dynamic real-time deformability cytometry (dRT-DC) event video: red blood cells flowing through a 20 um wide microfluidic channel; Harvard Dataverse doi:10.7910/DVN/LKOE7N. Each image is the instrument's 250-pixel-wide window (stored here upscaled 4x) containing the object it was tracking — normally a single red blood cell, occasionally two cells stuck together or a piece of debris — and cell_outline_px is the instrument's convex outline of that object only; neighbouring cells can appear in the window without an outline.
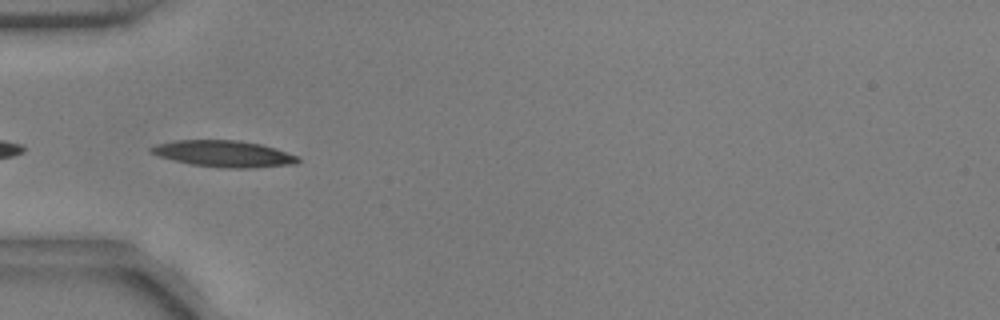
{"species": "common noctule bat (a hibernating species)", "species_latin": "Nyctalus noctula", "temperature_condition": "warm", "stored_images_in_passage": 21, "segment_of_instrument_passage": [2, 2], "camera_frame_rate_fps": 3000, "um_per_image_px": 0.085, "animal": {"sex": "male", "body_mass_g": 17.9, "forearm_length_mm": 54.2}, "frame": {"image": 1, "passage_image": 18, "time_ms": 5.667, "image_size_px": [1000, 320], "cell_outline_px": [[296, 160], [276, 164], [200, 164], [168, 156], [156, 152], [156, 148], [168, 144], [192, 140], [220, 140], [256, 144], [292, 156]], "centroid_in_image_um": [18.99, 12.99], "position_along_channel_um": 66.0, "area_um2": 17.69}}